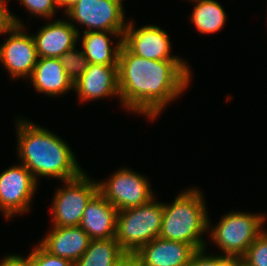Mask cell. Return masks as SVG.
<instances>
[{
    "instance_id": "obj_1",
    "label": "cell",
    "mask_w": 267,
    "mask_h": 266,
    "mask_svg": "<svg viewBox=\"0 0 267 266\" xmlns=\"http://www.w3.org/2000/svg\"><path fill=\"white\" fill-rule=\"evenodd\" d=\"M120 102L126 109L155 119L191 81L183 60H151L121 46L118 60Z\"/></svg>"
},
{
    "instance_id": "obj_2",
    "label": "cell",
    "mask_w": 267,
    "mask_h": 266,
    "mask_svg": "<svg viewBox=\"0 0 267 266\" xmlns=\"http://www.w3.org/2000/svg\"><path fill=\"white\" fill-rule=\"evenodd\" d=\"M16 126L20 162L36 181L45 176L64 182L83 172L71 148L59 136L27 119L19 118Z\"/></svg>"
},
{
    "instance_id": "obj_3",
    "label": "cell",
    "mask_w": 267,
    "mask_h": 266,
    "mask_svg": "<svg viewBox=\"0 0 267 266\" xmlns=\"http://www.w3.org/2000/svg\"><path fill=\"white\" fill-rule=\"evenodd\" d=\"M202 193L197 188L182 191L171 204L163 203L160 238L187 243L196 250L206 247L202 236L209 228V217Z\"/></svg>"
},
{
    "instance_id": "obj_4",
    "label": "cell",
    "mask_w": 267,
    "mask_h": 266,
    "mask_svg": "<svg viewBox=\"0 0 267 266\" xmlns=\"http://www.w3.org/2000/svg\"><path fill=\"white\" fill-rule=\"evenodd\" d=\"M163 221V203L154 201L118 211L115 240L126 254H135L142 246L159 237Z\"/></svg>"
},
{
    "instance_id": "obj_5",
    "label": "cell",
    "mask_w": 267,
    "mask_h": 266,
    "mask_svg": "<svg viewBox=\"0 0 267 266\" xmlns=\"http://www.w3.org/2000/svg\"><path fill=\"white\" fill-rule=\"evenodd\" d=\"M263 214L231 212L222 216L220 222L211 229V239L227 257H242L254 240L264 231Z\"/></svg>"
},
{
    "instance_id": "obj_6",
    "label": "cell",
    "mask_w": 267,
    "mask_h": 266,
    "mask_svg": "<svg viewBox=\"0 0 267 266\" xmlns=\"http://www.w3.org/2000/svg\"><path fill=\"white\" fill-rule=\"evenodd\" d=\"M87 176L83 171L56 190L51 210L54 227L80 226L87 203L98 192V182Z\"/></svg>"
},
{
    "instance_id": "obj_7",
    "label": "cell",
    "mask_w": 267,
    "mask_h": 266,
    "mask_svg": "<svg viewBox=\"0 0 267 266\" xmlns=\"http://www.w3.org/2000/svg\"><path fill=\"white\" fill-rule=\"evenodd\" d=\"M148 179L131 169L122 168L105 182H98V192L118 211L138 207L154 198Z\"/></svg>"
},
{
    "instance_id": "obj_8",
    "label": "cell",
    "mask_w": 267,
    "mask_h": 266,
    "mask_svg": "<svg viewBox=\"0 0 267 266\" xmlns=\"http://www.w3.org/2000/svg\"><path fill=\"white\" fill-rule=\"evenodd\" d=\"M37 181L21 163L13 165L0 174V210L5 218L28 212Z\"/></svg>"
},
{
    "instance_id": "obj_9",
    "label": "cell",
    "mask_w": 267,
    "mask_h": 266,
    "mask_svg": "<svg viewBox=\"0 0 267 266\" xmlns=\"http://www.w3.org/2000/svg\"><path fill=\"white\" fill-rule=\"evenodd\" d=\"M66 15L70 22L86 26L84 32H124L128 25L125 23L123 4L116 0H79Z\"/></svg>"
},
{
    "instance_id": "obj_10",
    "label": "cell",
    "mask_w": 267,
    "mask_h": 266,
    "mask_svg": "<svg viewBox=\"0 0 267 266\" xmlns=\"http://www.w3.org/2000/svg\"><path fill=\"white\" fill-rule=\"evenodd\" d=\"M24 30L23 26L14 25L7 32L9 37L0 45V62L11 78H30L38 61L32 34H26Z\"/></svg>"
},
{
    "instance_id": "obj_11",
    "label": "cell",
    "mask_w": 267,
    "mask_h": 266,
    "mask_svg": "<svg viewBox=\"0 0 267 266\" xmlns=\"http://www.w3.org/2000/svg\"><path fill=\"white\" fill-rule=\"evenodd\" d=\"M130 21L123 34V45L136 56L151 60H183L170 54L167 32L159 26L147 25L136 29Z\"/></svg>"
},
{
    "instance_id": "obj_12",
    "label": "cell",
    "mask_w": 267,
    "mask_h": 266,
    "mask_svg": "<svg viewBox=\"0 0 267 266\" xmlns=\"http://www.w3.org/2000/svg\"><path fill=\"white\" fill-rule=\"evenodd\" d=\"M80 102L118 96V65L89 64L88 69L74 83Z\"/></svg>"
},
{
    "instance_id": "obj_13",
    "label": "cell",
    "mask_w": 267,
    "mask_h": 266,
    "mask_svg": "<svg viewBox=\"0 0 267 266\" xmlns=\"http://www.w3.org/2000/svg\"><path fill=\"white\" fill-rule=\"evenodd\" d=\"M196 251L187 243L157 237L134 255L139 266H187Z\"/></svg>"
},
{
    "instance_id": "obj_14",
    "label": "cell",
    "mask_w": 267,
    "mask_h": 266,
    "mask_svg": "<svg viewBox=\"0 0 267 266\" xmlns=\"http://www.w3.org/2000/svg\"><path fill=\"white\" fill-rule=\"evenodd\" d=\"M74 22L55 20L44 25L33 35L38 58H60L66 51L73 49L80 39Z\"/></svg>"
},
{
    "instance_id": "obj_15",
    "label": "cell",
    "mask_w": 267,
    "mask_h": 266,
    "mask_svg": "<svg viewBox=\"0 0 267 266\" xmlns=\"http://www.w3.org/2000/svg\"><path fill=\"white\" fill-rule=\"evenodd\" d=\"M118 210L99 192L87 203L80 227L92 240L115 239Z\"/></svg>"
},
{
    "instance_id": "obj_16",
    "label": "cell",
    "mask_w": 267,
    "mask_h": 266,
    "mask_svg": "<svg viewBox=\"0 0 267 266\" xmlns=\"http://www.w3.org/2000/svg\"><path fill=\"white\" fill-rule=\"evenodd\" d=\"M52 229L39 244L50 254L76 263L87 250L90 236L80 226H53Z\"/></svg>"
},
{
    "instance_id": "obj_17",
    "label": "cell",
    "mask_w": 267,
    "mask_h": 266,
    "mask_svg": "<svg viewBox=\"0 0 267 266\" xmlns=\"http://www.w3.org/2000/svg\"><path fill=\"white\" fill-rule=\"evenodd\" d=\"M31 82L36 91L56 96L74 88V83L67 76L60 58H38Z\"/></svg>"
},
{
    "instance_id": "obj_18",
    "label": "cell",
    "mask_w": 267,
    "mask_h": 266,
    "mask_svg": "<svg viewBox=\"0 0 267 266\" xmlns=\"http://www.w3.org/2000/svg\"><path fill=\"white\" fill-rule=\"evenodd\" d=\"M119 37L117 45L111 46L109 36ZM124 32L89 31L82 37V50L89 64L118 65L119 53L123 45ZM113 47V48H112Z\"/></svg>"
},
{
    "instance_id": "obj_19",
    "label": "cell",
    "mask_w": 267,
    "mask_h": 266,
    "mask_svg": "<svg viewBox=\"0 0 267 266\" xmlns=\"http://www.w3.org/2000/svg\"><path fill=\"white\" fill-rule=\"evenodd\" d=\"M125 255L115 239L91 240L74 266H114Z\"/></svg>"
},
{
    "instance_id": "obj_20",
    "label": "cell",
    "mask_w": 267,
    "mask_h": 266,
    "mask_svg": "<svg viewBox=\"0 0 267 266\" xmlns=\"http://www.w3.org/2000/svg\"><path fill=\"white\" fill-rule=\"evenodd\" d=\"M197 2L190 19L195 24L199 33H215L224 26L226 14L221 6L215 0H195Z\"/></svg>"
},
{
    "instance_id": "obj_21",
    "label": "cell",
    "mask_w": 267,
    "mask_h": 266,
    "mask_svg": "<svg viewBox=\"0 0 267 266\" xmlns=\"http://www.w3.org/2000/svg\"><path fill=\"white\" fill-rule=\"evenodd\" d=\"M62 66L67 76L75 83L88 69L89 61L83 53V50H79L74 47L71 50L66 51L60 57Z\"/></svg>"
},
{
    "instance_id": "obj_22",
    "label": "cell",
    "mask_w": 267,
    "mask_h": 266,
    "mask_svg": "<svg viewBox=\"0 0 267 266\" xmlns=\"http://www.w3.org/2000/svg\"><path fill=\"white\" fill-rule=\"evenodd\" d=\"M241 258L246 266H267V230L254 240Z\"/></svg>"
},
{
    "instance_id": "obj_23",
    "label": "cell",
    "mask_w": 267,
    "mask_h": 266,
    "mask_svg": "<svg viewBox=\"0 0 267 266\" xmlns=\"http://www.w3.org/2000/svg\"><path fill=\"white\" fill-rule=\"evenodd\" d=\"M29 256L31 266H74L72 261L50 254L39 243Z\"/></svg>"
},
{
    "instance_id": "obj_24",
    "label": "cell",
    "mask_w": 267,
    "mask_h": 266,
    "mask_svg": "<svg viewBox=\"0 0 267 266\" xmlns=\"http://www.w3.org/2000/svg\"><path fill=\"white\" fill-rule=\"evenodd\" d=\"M20 3L33 15L51 18L56 11L55 0H19Z\"/></svg>"
},
{
    "instance_id": "obj_25",
    "label": "cell",
    "mask_w": 267,
    "mask_h": 266,
    "mask_svg": "<svg viewBox=\"0 0 267 266\" xmlns=\"http://www.w3.org/2000/svg\"><path fill=\"white\" fill-rule=\"evenodd\" d=\"M7 2L0 0V34H6L14 25L23 26L20 20L7 9Z\"/></svg>"
},
{
    "instance_id": "obj_26",
    "label": "cell",
    "mask_w": 267,
    "mask_h": 266,
    "mask_svg": "<svg viewBox=\"0 0 267 266\" xmlns=\"http://www.w3.org/2000/svg\"><path fill=\"white\" fill-rule=\"evenodd\" d=\"M206 248L197 250L187 266H218V255H206Z\"/></svg>"
},
{
    "instance_id": "obj_27",
    "label": "cell",
    "mask_w": 267,
    "mask_h": 266,
    "mask_svg": "<svg viewBox=\"0 0 267 266\" xmlns=\"http://www.w3.org/2000/svg\"><path fill=\"white\" fill-rule=\"evenodd\" d=\"M0 266H31V258L30 256L21 257L19 255H7L0 262Z\"/></svg>"
},
{
    "instance_id": "obj_28",
    "label": "cell",
    "mask_w": 267,
    "mask_h": 266,
    "mask_svg": "<svg viewBox=\"0 0 267 266\" xmlns=\"http://www.w3.org/2000/svg\"><path fill=\"white\" fill-rule=\"evenodd\" d=\"M242 263L241 257L218 256V266H240Z\"/></svg>"
},
{
    "instance_id": "obj_29",
    "label": "cell",
    "mask_w": 267,
    "mask_h": 266,
    "mask_svg": "<svg viewBox=\"0 0 267 266\" xmlns=\"http://www.w3.org/2000/svg\"><path fill=\"white\" fill-rule=\"evenodd\" d=\"M114 266H139L134 254H126Z\"/></svg>"
},
{
    "instance_id": "obj_30",
    "label": "cell",
    "mask_w": 267,
    "mask_h": 266,
    "mask_svg": "<svg viewBox=\"0 0 267 266\" xmlns=\"http://www.w3.org/2000/svg\"><path fill=\"white\" fill-rule=\"evenodd\" d=\"M57 6L59 7H65V13L76 3L79 2V0H55Z\"/></svg>"
},
{
    "instance_id": "obj_31",
    "label": "cell",
    "mask_w": 267,
    "mask_h": 266,
    "mask_svg": "<svg viewBox=\"0 0 267 266\" xmlns=\"http://www.w3.org/2000/svg\"><path fill=\"white\" fill-rule=\"evenodd\" d=\"M116 1H118L120 4H122V1H123V0H116Z\"/></svg>"
}]
</instances>
